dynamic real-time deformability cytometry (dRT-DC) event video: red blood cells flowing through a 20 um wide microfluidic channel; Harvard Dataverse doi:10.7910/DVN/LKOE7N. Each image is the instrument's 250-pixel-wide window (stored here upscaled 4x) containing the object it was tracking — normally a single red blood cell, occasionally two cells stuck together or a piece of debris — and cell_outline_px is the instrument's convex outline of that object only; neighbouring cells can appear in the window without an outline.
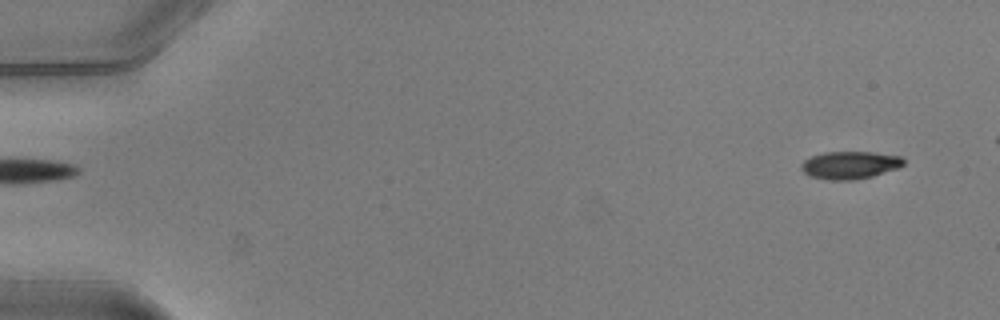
{"species": "common noctule bat (a hibernating species)", "species_latin": "Nyctalus noctula", "temperature_condition": "warm", "stored_images_in_passage": 21, "camera_frame_rate_fps": 3000, "um_per_image_px": 0.085, "animal": {"sex": "male", "body_mass_g": 20.5, "forearm_length_mm": 52.5}, "frame": {"image": 1, "passage_image": 1, "time_ms": 0.0, "image_size_px": [1000, 320], "cell_outline_px": [[904, 164], [896, 168], [872, 176], [856, 180], [828, 180], [812, 176], [804, 172], [800, 168], [800, 164], [804, 160], [812, 156], [824, 152], [872, 152], [900, 156], [904, 160]], "centroid_in_image_um": [72.21, 14.03], "position_along_channel_um": 12.8, "area_um2": 16.36}}
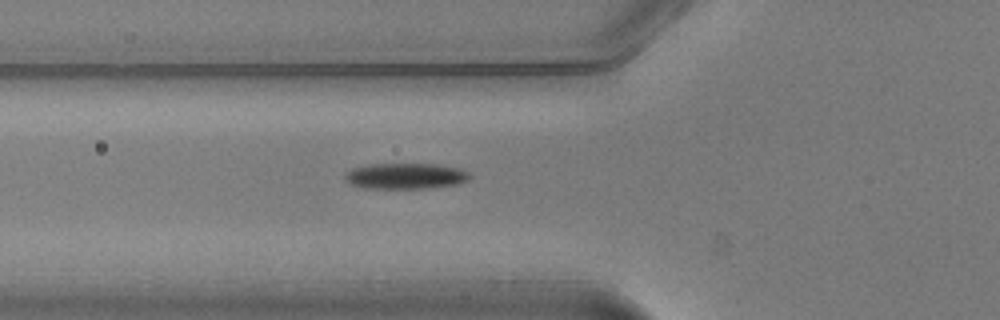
{"frame": {"image": 2, "passage_image": 17, "time_ms": 5.333, "image_size_px": [1000, 320], "cell_outline_px": [[472, 176], [468, 180], [460, 184], [428, 188], [364, 188], [348, 184], [344, 180], [344, 176], [352, 168], [368, 164], [436, 164], [460, 168], [468, 172]], "centroid_in_image_um": [34.47, 14.96], "position_along_channel_um": 91.3, "area_um2": 19.02}}
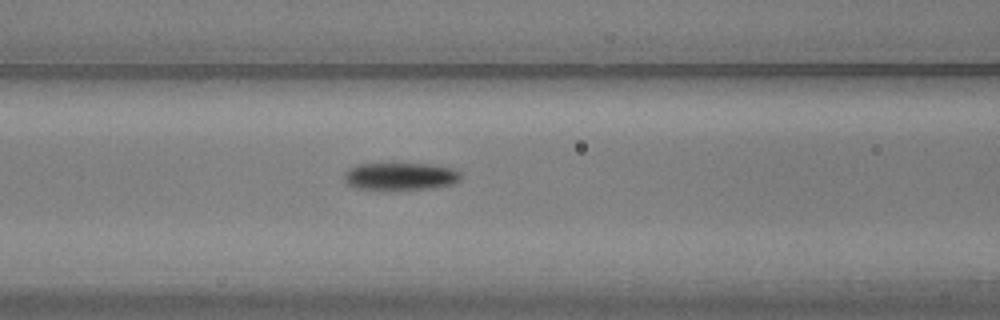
{"frame": {"image": 3, "passage_image": 20, "time_ms": 6.333, "image_size_px": [1000, 320], "cell_outline_px": [[460, 176], [456, 180], [448, 184], [428, 188], [356, 188], [348, 184], [344, 180], [344, 172], [348, 168], [356, 164], [432, 164], [452, 168], [460, 172]], "centroid_in_image_um": [33.96, 14.95], "position_along_channel_um": 132.6, "area_um2": 17.98}}